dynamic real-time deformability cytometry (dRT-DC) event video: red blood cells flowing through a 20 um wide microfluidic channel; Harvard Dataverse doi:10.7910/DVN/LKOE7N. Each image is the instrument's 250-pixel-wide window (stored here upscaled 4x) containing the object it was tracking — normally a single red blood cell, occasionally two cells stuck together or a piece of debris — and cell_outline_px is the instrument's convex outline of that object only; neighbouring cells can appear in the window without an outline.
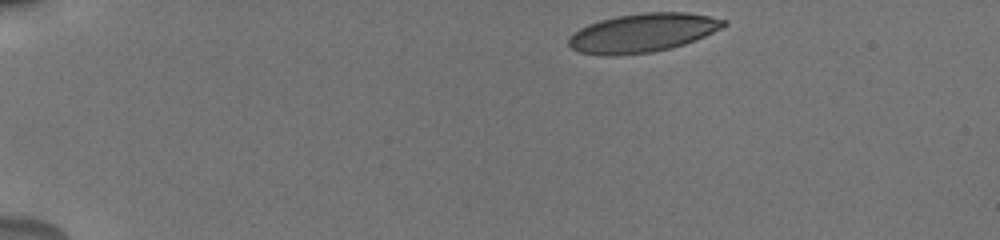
{"species": "human", "species_latin": "Homo sapiens", "temperature_condition": "cold", "stored_images_in_passage": 59, "camera_frame_rate_fps": 3000, "um_per_image_px": 0.085, "donor": {"sex": "male"}, "frame": {"image": 1, "passage_image": 1, "time_ms": 0.0, "image_size_px": [1000, 240], "cell_outline_px": [[728, 24], [696, 40], [684, 44], [652, 52], [616, 56], [600, 56], [580, 52], [572, 48], [568, 44], [568, 36], [572, 32], [588, 24], [600, 20], [616, 16], [644, 12], [688, 12], [728, 20]], "centroid_in_image_um": [54.59, 2.79], "position_along_channel_um": 30.4, "area_um2": 35.2}}
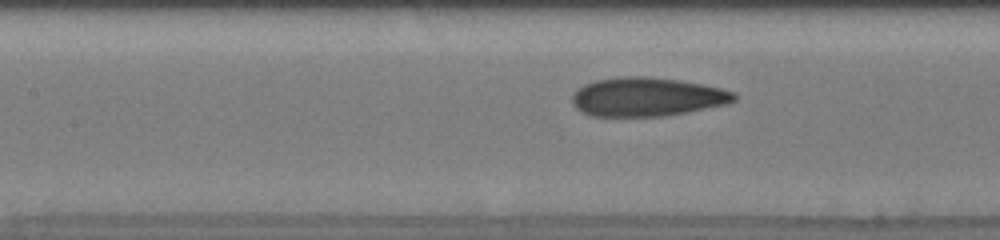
{"frame": {"image": 2, "passage_image": 26, "time_ms": 5.667, "image_size_px": [1000, 240], "cell_outline_px": [[736, 100], [728, 104], [688, 112], [664, 116], [592, 116], [576, 108], [572, 104], [572, 92], [584, 84], [596, 80], [624, 76], [648, 76], [680, 80], [720, 88], [736, 92]], "centroid_in_image_um": [55.0, 8.23], "position_along_channel_um": 152.4, "area_um2": 36.82}}
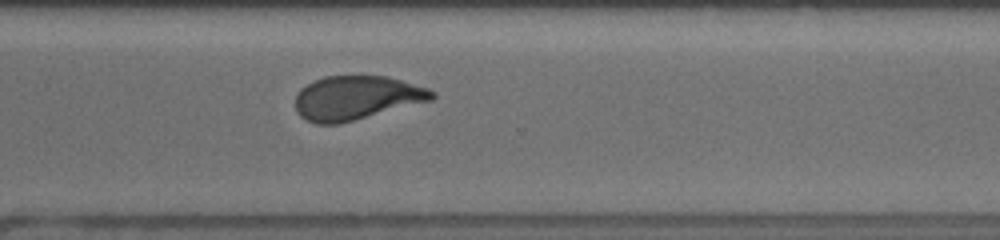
{"frame": {"image": 3, "passage_image": 46, "time_ms": 10.667, "image_size_px": [1000, 240], "cell_outline_px": [[436, 96], [432, 100], [336, 124], [316, 124], [300, 116], [296, 112], [296, 96], [300, 88], [324, 76], [384, 76], [400, 80], [428, 88], [436, 92]], "centroid_in_image_um": [30.28, 8.31], "position_along_channel_um": 340.3, "area_um2": 34.56}, "authors_computed_cell_mechanics": {"area_um2": 35.8938, "velocity_mm_per_s": 3.7608, "shape_relaxation_time_tau1_ms": 4.0039, "shape_relaxation_time_tau2_ms": 1.2271, "deformation_change_tau1": 0.1468, "deformation_change_tau2": 0.0811}}